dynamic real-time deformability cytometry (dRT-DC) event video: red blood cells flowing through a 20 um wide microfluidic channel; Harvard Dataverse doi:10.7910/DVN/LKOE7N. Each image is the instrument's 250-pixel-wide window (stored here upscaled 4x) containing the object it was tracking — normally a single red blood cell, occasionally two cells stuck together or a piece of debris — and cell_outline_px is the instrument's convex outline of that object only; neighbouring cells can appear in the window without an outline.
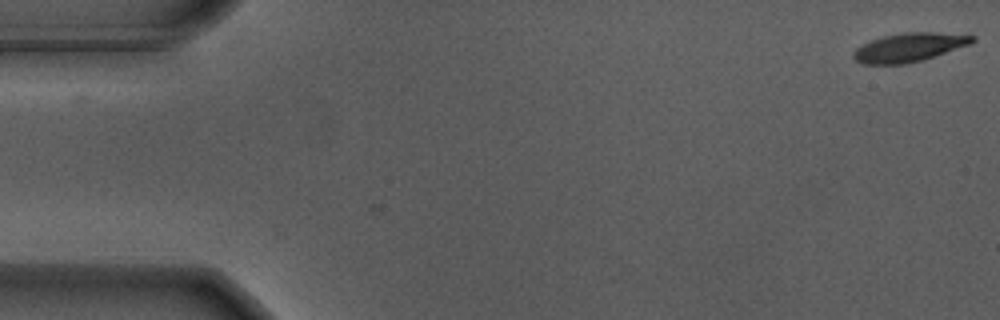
{"species": "Egyptian fruit bat (a non-hibernating species)", "species_latin": "Rousettus aegyptiacus", "temperature_condition": "warm", "stored_images_in_passage": 56, "camera_frame_rate_fps": 3000, "um_per_image_px": 0.085, "animal": {"sex": "male"}, "frame": {"image": 1, "passage_image": 1, "time_ms": 0.0, "image_size_px": [1000, 320], "cell_outline_px": [[976, 40], [968, 44], [924, 60], [904, 64], [864, 64], [856, 60], [852, 56], [852, 52], [856, 48], [872, 40], [884, 36], [904, 32], [932, 32], [976, 36]], "centroid_in_image_um": [77.25, 4.03], "position_along_channel_um": 7.7, "area_um2": 19.65}}
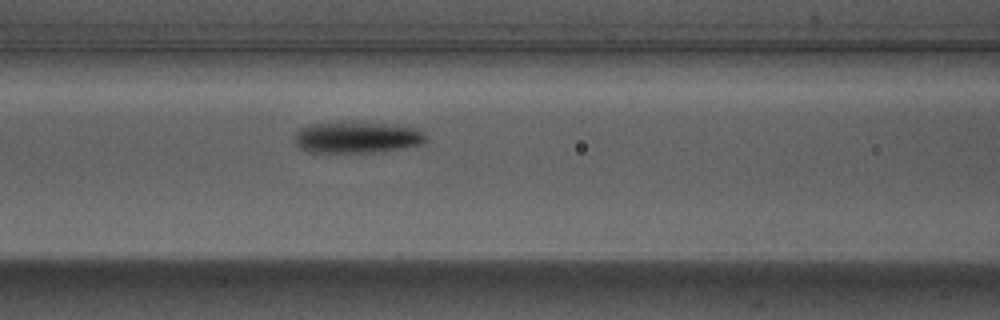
{"frame": {"image": 2, "passage_image": 23, "time_ms": 7.333, "image_size_px": [1000, 320], "cell_outline_px": [[428, 136], [420, 144], [396, 148], [368, 152], [308, 152], [300, 148], [292, 140], [292, 136], [300, 128], [308, 124], [340, 120], [400, 124], [420, 128]], "centroid_in_image_um": [30.28, 11.61], "position_along_channel_um": 136.3, "area_um2": 24.8}}
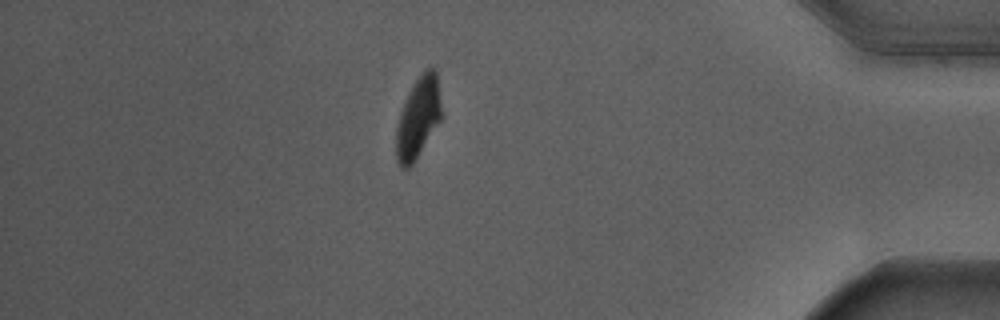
{"frame": {"image": 3, "passage_image": 48, "time_ms": 15.667, "image_size_px": [1000, 320], "cell_outline_px": [[440, 120], [412, 164], [408, 168], [400, 168], [396, 160], [396, 128], [400, 112], [408, 92], [416, 80], [428, 68], [432, 68], [436, 72], [440, 104]], "centroid_in_image_um": [35.49, 10.05], "position_along_channel_um": 399.7, "area_um2": 20.69}, "authors_computed_cell_mechanics": {"area_um2": 22.1952, "velocity_mm_per_s": 3.685, "shape_relaxation_time_tau1_ms": 1.9645, "shape_relaxation_time_tau2_ms": 2.5345, "deformation_change_tau1": 0.1898, "deformation_change_tau2": 0.0724}}